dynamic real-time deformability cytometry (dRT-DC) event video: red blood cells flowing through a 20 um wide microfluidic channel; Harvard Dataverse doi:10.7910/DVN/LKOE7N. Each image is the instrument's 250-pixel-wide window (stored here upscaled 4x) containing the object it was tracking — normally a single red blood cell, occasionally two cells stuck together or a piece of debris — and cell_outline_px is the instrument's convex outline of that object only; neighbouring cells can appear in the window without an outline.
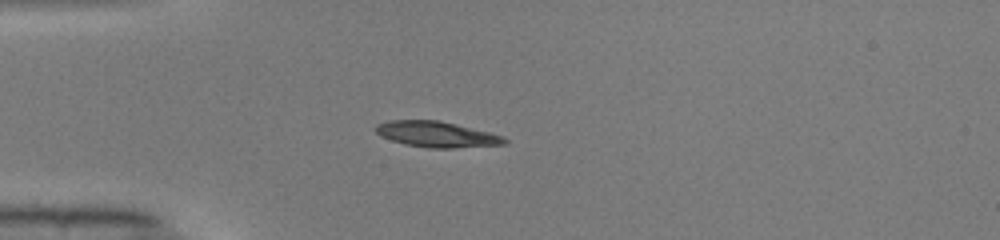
{"species": "common noctule bat (a hibernating species)", "species_latin": "Nyctalus noctula", "temperature_condition": "warm", "stored_images_in_passage": 37, "camera_frame_rate_fps": 3000, "um_per_image_px": 0.085, "animal": {"sex": "male", "body_mass_g": 19.0, "forearm_length_mm": 50.8}, "frame": {"image": 1, "passage_image": 1, "time_ms": 0.0, "image_size_px": [1000, 240], "cell_outline_px": [[508, 144], [452, 148], [428, 148], [404, 144], [380, 136], [372, 128], [376, 124], [388, 120], [436, 120], [456, 124], [504, 136], [508, 140]], "centroid_in_image_um": [37.09, 11.42], "position_along_channel_um": 47.9, "area_um2": 19.42}}
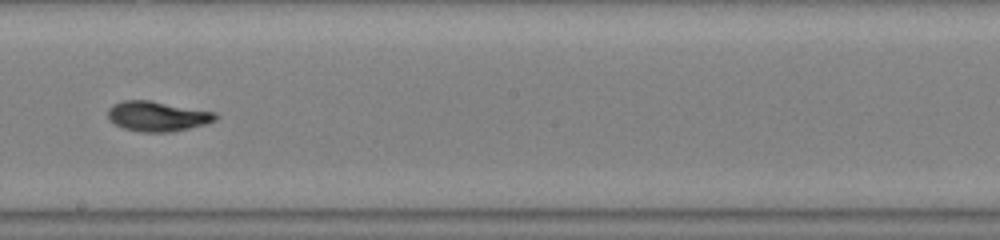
{"frame": {"image": 2, "passage_image": 16, "time_ms": 5.0, "image_size_px": [1000, 240], "cell_outline_px": [[220, 116], [216, 120], [204, 124], [188, 128], [168, 132], [140, 132], [124, 128], [108, 120], [108, 108], [112, 104], [124, 100], [148, 100], [216, 112]], "centroid_in_image_um": [13.37, 9.87], "position_along_channel_um": 234.8, "area_um2": 18.79}}
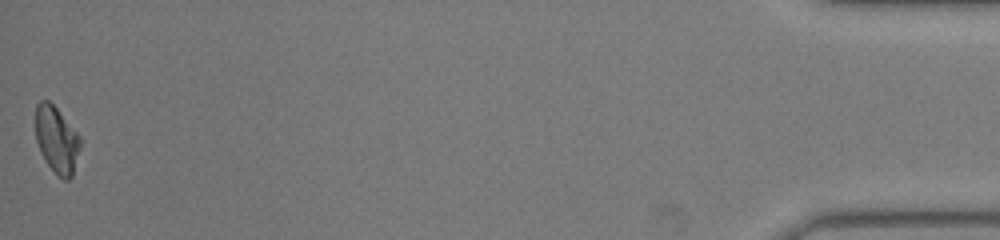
{"frame": {"image": 3, "passage_image": 37, "time_ms": 12.0, "image_size_px": [1000, 240], "cell_outline_px": [[80, 148], [72, 176], [68, 180], [64, 180], [56, 176], [40, 152], [36, 140], [36, 104], [40, 100], [48, 100], [56, 108], [80, 136]], "centroid_in_image_um": [4.81, 11.9], "position_along_channel_um": 430.4, "area_um2": 17.28}, "authors_computed_cell_mechanics": {"area_um2": 18.207, "velocity_mm_per_s": 4.0849, "shape_relaxation_time_tau1_ms": 3.2272, "shape_relaxation_time_tau2_ms": 0.7278, "deformation_change_tau1": 0.1654, "deformation_change_tau2": 0.0437}}